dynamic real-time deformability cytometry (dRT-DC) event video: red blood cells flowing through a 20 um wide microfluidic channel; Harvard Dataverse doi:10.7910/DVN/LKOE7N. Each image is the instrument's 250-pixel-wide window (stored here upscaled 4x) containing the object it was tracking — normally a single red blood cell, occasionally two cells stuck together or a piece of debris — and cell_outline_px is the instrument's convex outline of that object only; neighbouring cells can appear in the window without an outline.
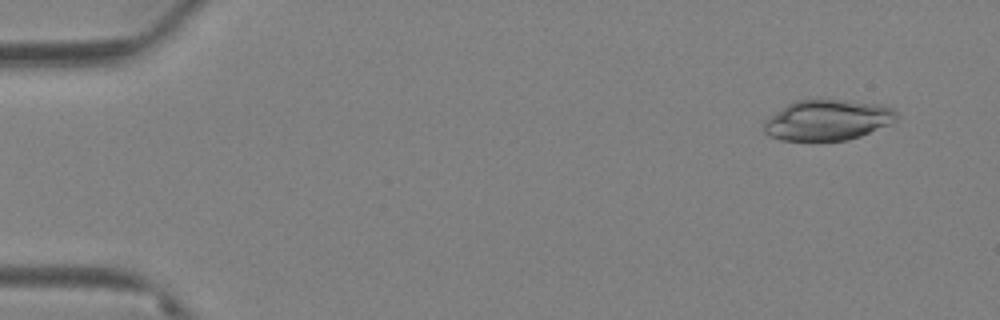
{"species": "Egyptian fruit bat (a non-hibernating species)", "species_latin": "Rousettus aegyptiacus", "temperature_condition": "warm", "stored_images_in_passage": 66, "camera_frame_rate_fps": 3000, "um_per_image_px": 0.085, "animal": {"sex": "female"}, "frame": {"image": 1, "passage_image": 5, "time_ms": 1.333, "image_size_px": [1000, 320], "cell_outline_px": [[896, 120], [888, 124], [860, 136], [848, 140], [780, 140], [768, 136], [764, 132], [764, 120], [768, 116], [788, 104], [796, 100], [816, 96], [884, 104], [892, 108], [896, 112]], "centroid_in_image_um": [70.3, 10.15], "position_along_channel_um": 14.7, "area_um2": 32.14}}
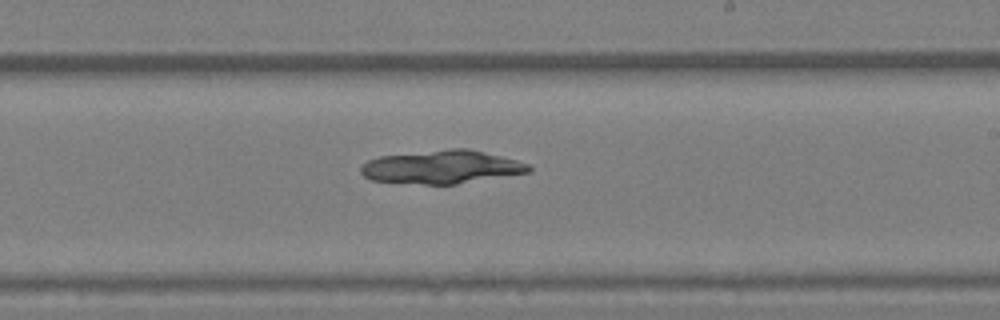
{"frame": {"image": 2, "passage_image": 40, "time_ms": 13.0, "image_size_px": [1000, 320], "cell_outline_px": [[532, 172], [456, 184], [424, 184], [372, 180], [364, 176], [360, 172], [360, 168], [368, 160], [380, 156], [452, 148], [468, 148], [516, 160], [528, 164], [532, 168]], "centroid_in_image_um": [37.57, 14.19], "position_along_channel_um": 251.4, "area_um2": 32.37}}
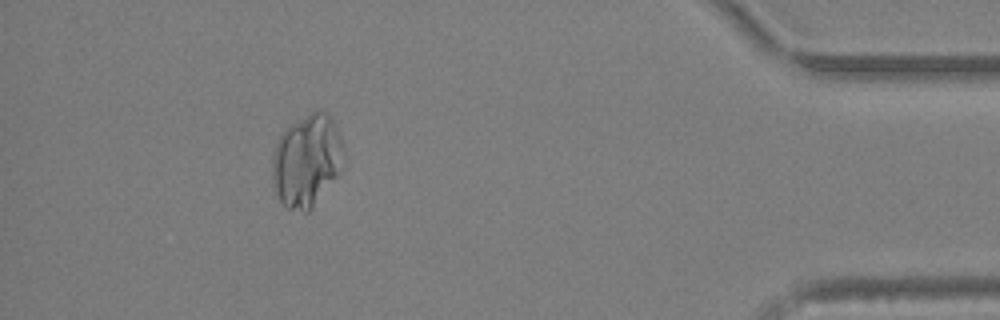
{"frame": {"image": 3, "passage_image": 60, "time_ms": 19.667, "image_size_px": [1000, 320], "cell_outline_px": [[344, 160], [340, 172], [312, 208], [308, 212], [304, 212], [288, 208], [280, 200], [272, 188], [272, 160], [276, 144], [280, 136], [292, 124], [316, 108], [328, 112], [336, 124], [344, 148]], "centroid_in_image_um": [26.1, 13.64], "position_along_channel_um": 409.1, "area_um2": 38.67}}